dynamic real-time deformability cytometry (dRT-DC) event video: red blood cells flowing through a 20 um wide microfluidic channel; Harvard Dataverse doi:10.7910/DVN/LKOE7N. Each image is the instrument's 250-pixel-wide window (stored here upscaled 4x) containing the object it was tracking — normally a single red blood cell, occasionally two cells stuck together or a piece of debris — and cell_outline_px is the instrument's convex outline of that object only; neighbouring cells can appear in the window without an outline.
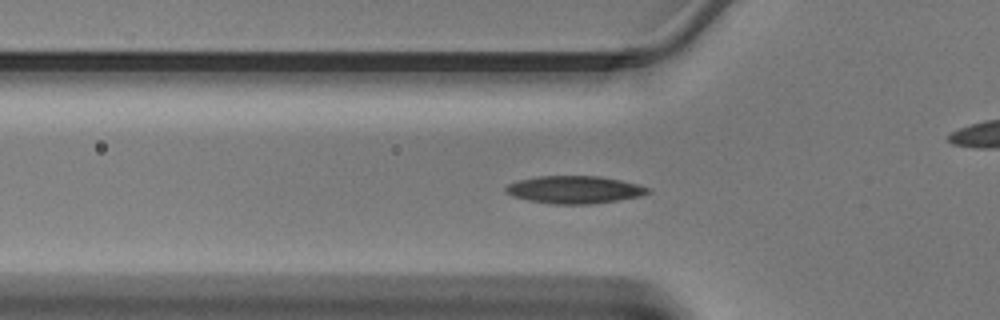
{"species": "Egyptian fruit bat (a non-hibernating species)", "species_latin": "Rousettus aegyptiacus", "temperature_condition": "warm", "stored_images_in_passage": 37, "camera_frame_rate_fps": 3000, "um_per_image_px": 0.085, "animal": {"sex": "male"}, "frame": {"image": 1, "passage_image": 6, "time_ms": 1.667, "image_size_px": [1000, 320], "cell_outline_px": [[652, 192], [640, 196], [616, 200], [588, 204], [556, 204], [528, 200], [512, 196], [504, 192], [504, 188], [508, 184], [520, 180], [540, 176], [600, 176], [620, 180], [652, 188]], "centroid_in_image_um": [48.83, 16.12], "position_along_channel_um": 77.0, "area_um2": 22.72}}
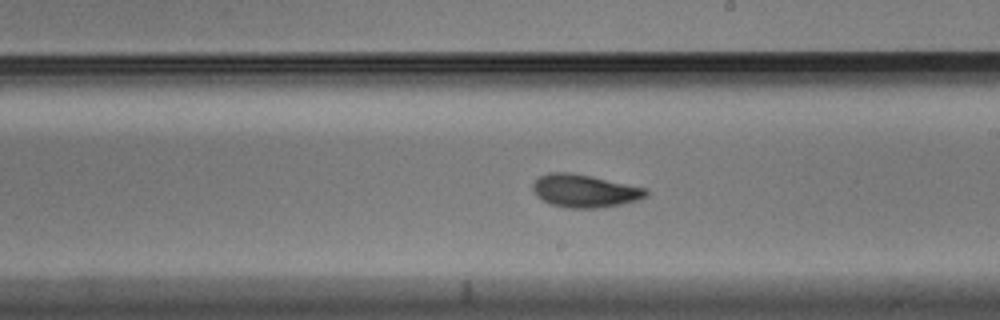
{"frame": {"image": 2, "passage_image": 17, "time_ms": 5.333, "image_size_px": [1000, 320], "cell_outline_px": [[648, 196], [636, 200], [620, 204], [600, 208], [568, 208], [548, 204], [536, 196], [532, 188], [532, 184], [540, 176], [548, 172], [572, 172], [592, 176], [648, 188]], "centroid_in_image_um": [49.68, 16.22], "position_along_channel_um": 239.3, "area_um2": 21.96}}
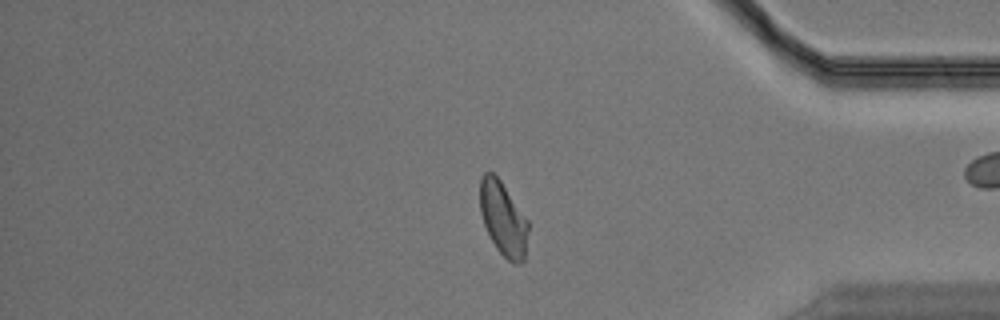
{"frame": {"image": 3, "passage_image": 29, "time_ms": 9.333, "image_size_px": [1000, 320], "cell_outline_px": [[528, 232], [524, 260], [520, 264], [512, 264], [496, 248], [484, 224], [480, 212], [480, 176], [484, 172], [492, 172], [500, 180], [528, 220]], "centroid_in_image_um": [42.77, 18.6], "position_along_channel_um": 392.4, "area_um2": 20.69}}